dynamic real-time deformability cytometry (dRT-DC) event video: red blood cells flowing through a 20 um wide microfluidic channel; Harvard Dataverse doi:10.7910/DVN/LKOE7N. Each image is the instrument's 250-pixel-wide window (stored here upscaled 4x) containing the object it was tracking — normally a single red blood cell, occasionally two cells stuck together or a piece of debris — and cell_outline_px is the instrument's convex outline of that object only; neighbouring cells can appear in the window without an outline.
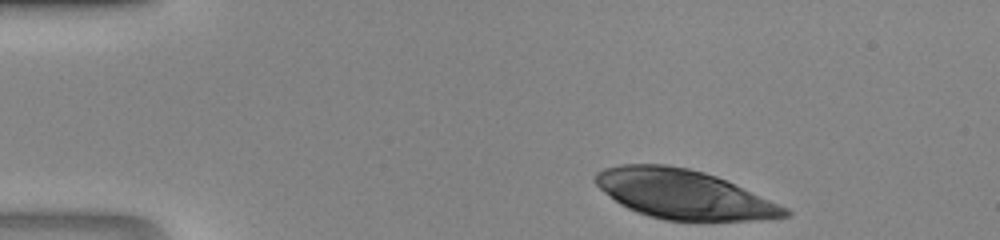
{"species": "human", "species_latin": "Homo sapiens", "temperature_condition": "room temperature", "stored_images_in_passage": 39, "camera_frame_rate_fps": 3000, "um_per_image_px": 0.085, "donor": {"sex": "male"}, "frame": {"image": 1, "passage_image": 1, "time_ms": 0.0, "image_size_px": [1000, 240], "cell_outline_px": [[792, 212], [788, 216], [752, 220], [664, 220], [648, 216], [636, 212], [620, 204], [604, 192], [596, 184], [596, 172], [604, 168], [624, 164], [664, 164], [688, 168], [704, 172], [716, 176], [788, 208]], "centroid_in_image_um": [58.08, 16.51], "position_along_channel_um": 26.9, "area_um2": 53.64}}